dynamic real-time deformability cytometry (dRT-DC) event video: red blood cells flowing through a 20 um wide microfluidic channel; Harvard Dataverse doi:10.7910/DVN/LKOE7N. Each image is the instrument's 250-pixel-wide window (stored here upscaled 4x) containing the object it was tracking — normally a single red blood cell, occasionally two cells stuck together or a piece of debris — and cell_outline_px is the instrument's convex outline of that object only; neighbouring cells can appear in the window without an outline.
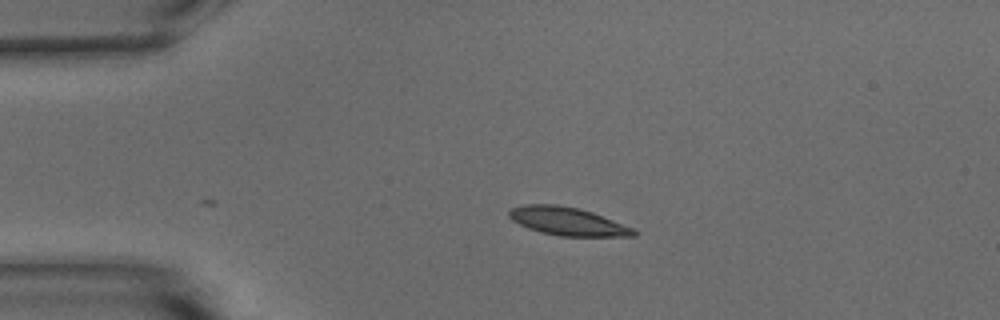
{"species": "common noctule bat (a hibernating species)", "species_latin": "Nyctalus noctula", "temperature_condition": "warm", "stored_images_in_passage": 32, "camera_frame_rate_fps": 3000, "um_per_image_px": 0.085, "animal": {"sex": "male", "body_mass_g": 15.6}, "frame": {"image": 1, "passage_image": 1, "time_ms": 0.0, "image_size_px": [1000, 320], "cell_outline_px": [[636, 236], [560, 236], [540, 232], [528, 228], [512, 220], [508, 216], [508, 212], [512, 208], [524, 204], [556, 204], [576, 208], [592, 212], [636, 228]], "centroid_in_image_um": [48.26, 18.81], "position_along_channel_um": 36.7, "area_um2": 20.46}}
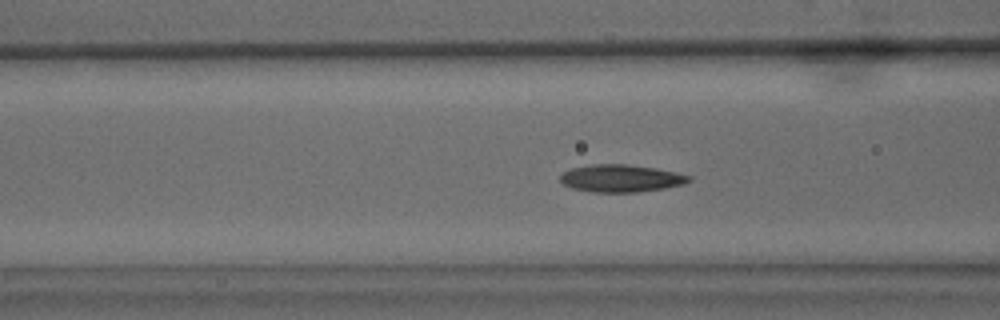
{"frame": {"image": 2, "passage_image": 10, "time_ms": 3.0, "image_size_px": [1000, 320], "cell_outline_px": [[692, 180], [684, 184], [664, 188], [636, 192], [592, 192], [572, 188], [564, 184], [560, 180], [560, 176], [564, 172], [572, 168], [592, 164], [624, 164], [656, 168], [676, 172], [692, 176]], "centroid_in_image_um": [52.81, 15.15], "position_along_channel_um": 113.8, "area_um2": 20.52}}
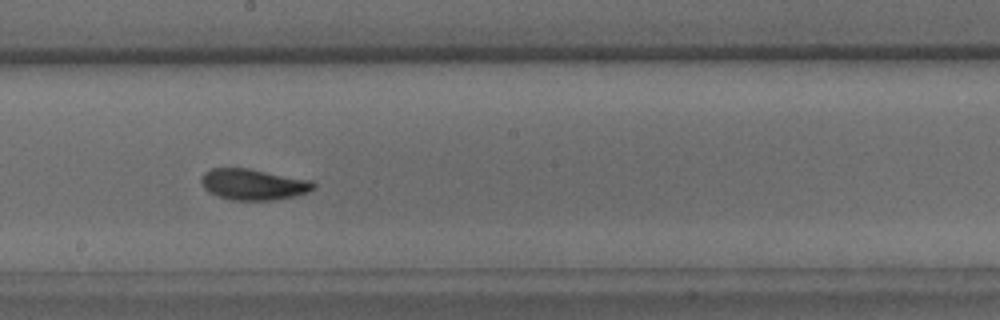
{"frame": {"image": 3, "passage_image": 19, "time_ms": 6.0, "image_size_px": [1000, 320], "cell_outline_px": [[316, 188], [308, 192], [292, 196], [272, 200], [232, 200], [216, 196], [208, 192], [204, 188], [200, 180], [200, 176], [204, 172], [212, 168], [248, 168], [312, 180], [316, 184]], "centroid_in_image_um": [21.51, 15.67], "position_along_channel_um": 226.7, "area_um2": 20.46}, "authors_computed_cell_mechanics": {"area_um2": 20.0855, "velocity_mm_per_s": 3.7588, "shape_relaxation_time_tau1_ms": 5.6635, "shape_relaxation_time_tau2_ms": 1.7915, "deformation_change_tau1": 0.1967, "deformation_change_tau2": 0.0731}}